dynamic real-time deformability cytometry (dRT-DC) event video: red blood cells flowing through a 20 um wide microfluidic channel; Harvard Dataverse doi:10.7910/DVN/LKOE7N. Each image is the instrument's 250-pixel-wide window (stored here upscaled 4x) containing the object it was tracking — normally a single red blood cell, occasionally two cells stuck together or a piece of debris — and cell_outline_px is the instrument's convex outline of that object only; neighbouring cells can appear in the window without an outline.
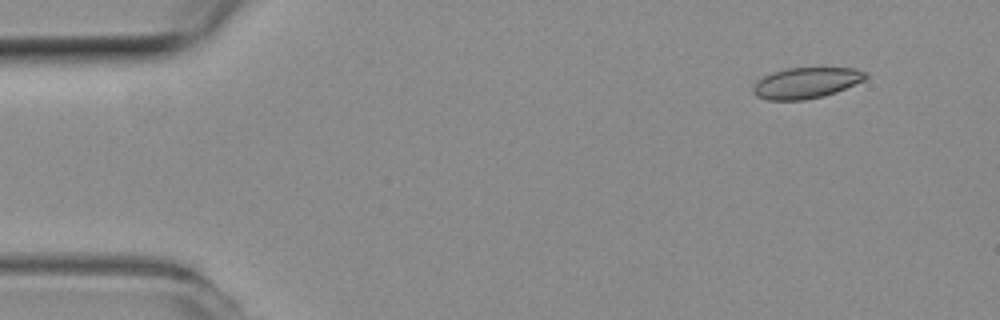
{"species": "common noctule bat (a hibernating species)", "species_latin": "Nyctalus noctula", "temperature_condition": "room temperature", "stored_images_in_passage": 10, "camera_frame_rate_fps": 3000, "um_per_image_px": 0.085, "animal": {"sex": "female", "body_mass_g": 19.3, "forearm_length_mm": 54.1}, "frame": {"image": 1, "passage_image": 1, "time_ms": 0.0, "image_size_px": [1000, 320], "cell_outline_px": [[868, 76], [864, 80], [836, 92], [824, 96], [804, 100], [768, 100], [756, 96], [752, 92], [752, 88], [756, 80], [764, 76], [788, 68], [856, 68], [868, 72]], "centroid_in_image_um": [68.53, 7.05], "position_along_channel_um": 16.5, "area_um2": 20.29}}